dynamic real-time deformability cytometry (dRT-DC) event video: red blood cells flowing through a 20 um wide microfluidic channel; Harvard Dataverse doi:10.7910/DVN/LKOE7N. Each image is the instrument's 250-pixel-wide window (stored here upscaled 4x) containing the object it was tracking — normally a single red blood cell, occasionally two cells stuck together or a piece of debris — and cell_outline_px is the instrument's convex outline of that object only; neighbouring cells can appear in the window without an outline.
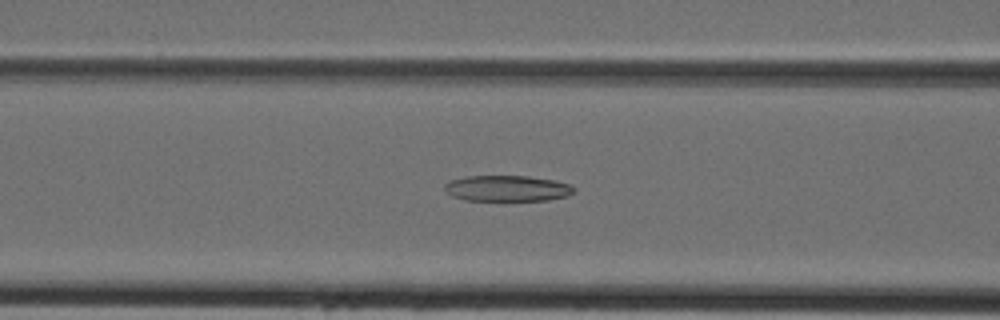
{"species": "Egyptian fruit bat (a non-hibernating species)", "species_latin": "Rousettus aegyptiacus", "temperature_condition": "cold", "stored_images_in_passage": 38, "camera_frame_rate_fps": 3000, "um_per_image_px": 0.085, "animal": {"sex": "female"}, "frame": {"image": 1, "passage_image": 12, "time_ms": 3.667, "image_size_px": [1000, 320], "cell_outline_px": [[572, 192], [568, 196], [548, 200], [464, 200], [452, 196], [444, 188], [444, 184], [448, 180], [464, 176], [528, 176], [556, 180], [568, 184], [572, 188]], "centroid_in_image_um": [43.06, 16.0], "position_along_channel_um": 123.5, "area_um2": 19.48}}
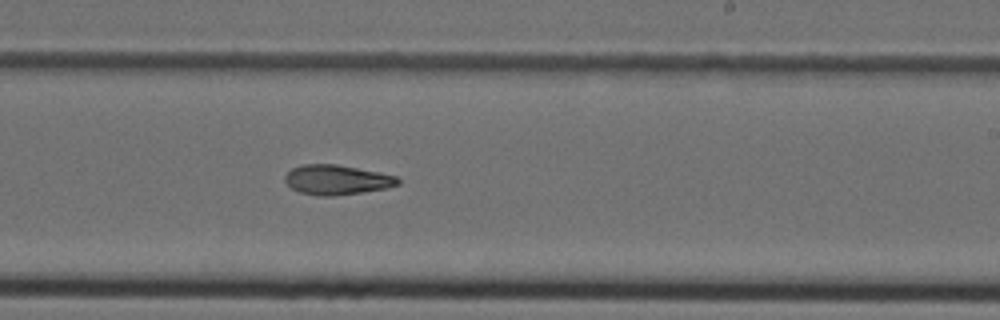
{"frame": {"image": 2, "passage_image": 21, "time_ms": 6.667, "image_size_px": [1000, 320], "cell_outline_px": [[400, 184], [388, 188], [336, 196], [320, 196], [300, 192], [292, 188], [284, 180], [284, 176], [292, 168], [304, 164], [336, 164], [396, 176], [400, 180]], "centroid_in_image_um": [28.62, 15.29], "position_along_channel_um": 260.4, "area_um2": 19.48}}
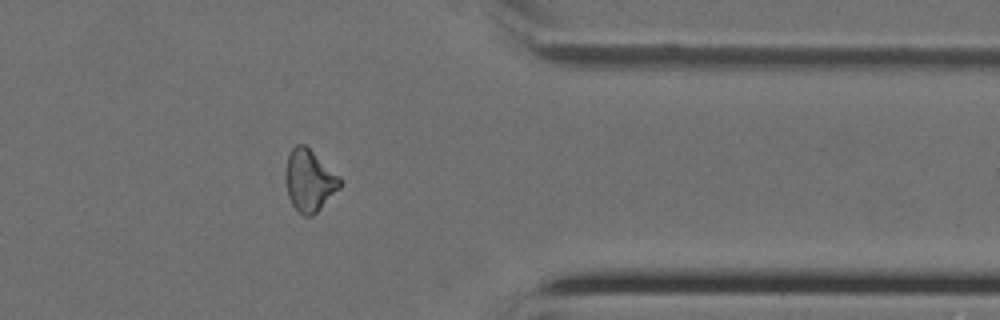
{"frame": {"image": 3, "passage_image": 30, "time_ms": 9.667, "image_size_px": [1000, 320], "cell_outline_px": [[340, 188], [312, 216], [304, 216], [292, 204], [288, 196], [284, 176], [288, 152], [296, 144], [304, 144], [340, 176]], "centroid_in_image_um": [26.27, 15.32], "position_along_channel_um": 385.1, "area_um2": 19.48}}